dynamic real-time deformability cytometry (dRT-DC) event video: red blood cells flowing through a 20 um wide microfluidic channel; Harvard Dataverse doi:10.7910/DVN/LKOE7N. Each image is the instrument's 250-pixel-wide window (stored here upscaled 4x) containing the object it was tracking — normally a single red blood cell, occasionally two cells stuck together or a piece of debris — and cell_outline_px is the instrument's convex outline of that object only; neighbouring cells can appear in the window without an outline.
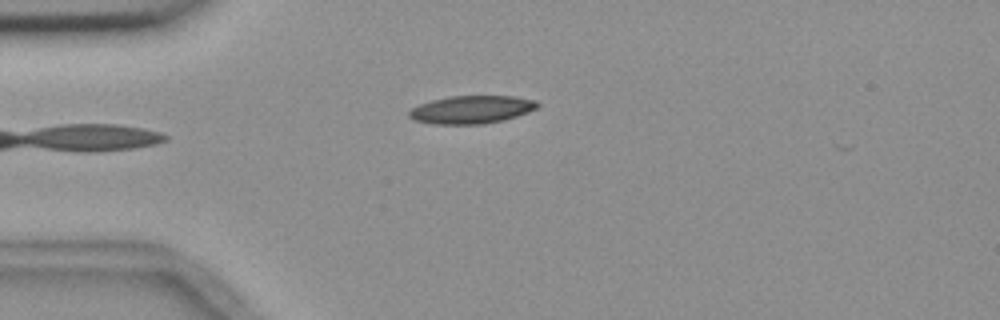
{"species": "common noctule bat (a hibernating species)", "species_latin": "Nyctalus noctula", "temperature_condition": "room temperature", "stored_images_in_passage": 2, "camera_frame_rate_fps": 3000, "um_per_image_px": 0.085, "animal": {"sex": "female", "body_mass_g": 18.4}, "frame": {"image": 1, "passage_image": 2, "time_ms": 1.0, "image_size_px": [1000, 320], "cell_outline_px": [[540, 104], [536, 108], [528, 112], [504, 120], [484, 124], [432, 124], [412, 120], [408, 116], [408, 112], [412, 108], [420, 104], [432, 100], [452, 96], [516, 96], [536, 100]], "centroid_in_image_um": [40.08, 9.32], "position_along_channel_um": 44.9, "area_um2": 20.98}}